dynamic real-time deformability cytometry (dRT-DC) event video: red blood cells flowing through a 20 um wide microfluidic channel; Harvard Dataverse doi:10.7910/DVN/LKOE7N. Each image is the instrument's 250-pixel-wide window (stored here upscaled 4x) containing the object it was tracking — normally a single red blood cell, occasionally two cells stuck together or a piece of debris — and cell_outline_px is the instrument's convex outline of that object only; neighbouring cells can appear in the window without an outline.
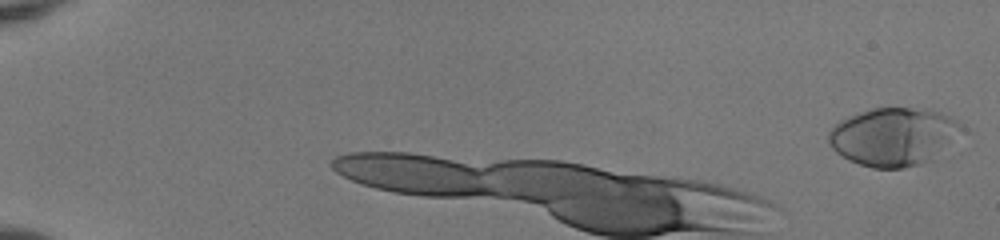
{"species": "human", "species_latin": "Homo sapiens", "temperature_condition": "room temperature", "stored_images_in_passage": 5, "camera_frame_rate_fps": 3000, "um_per_image_px": 0.085, "donor": {"sex": "female"}, "frame": {"image": 1, "passage_image": 1, "time_ms": 0.0, "image_size_px": [1000, 240], "cell_outline_px": [[968, 132], [932, 160], [920, 164], [904, 168], [872, 168], [848, 160], [836, 152], [828, 144], [828, 132], [840, 120], [860, 112], [872, 108], [924, 108], [952, 116]], "centroid_in_image_um": [76.03, 11.62], "position_along_channel_um": 9.0, "area_um2": 45.78}}